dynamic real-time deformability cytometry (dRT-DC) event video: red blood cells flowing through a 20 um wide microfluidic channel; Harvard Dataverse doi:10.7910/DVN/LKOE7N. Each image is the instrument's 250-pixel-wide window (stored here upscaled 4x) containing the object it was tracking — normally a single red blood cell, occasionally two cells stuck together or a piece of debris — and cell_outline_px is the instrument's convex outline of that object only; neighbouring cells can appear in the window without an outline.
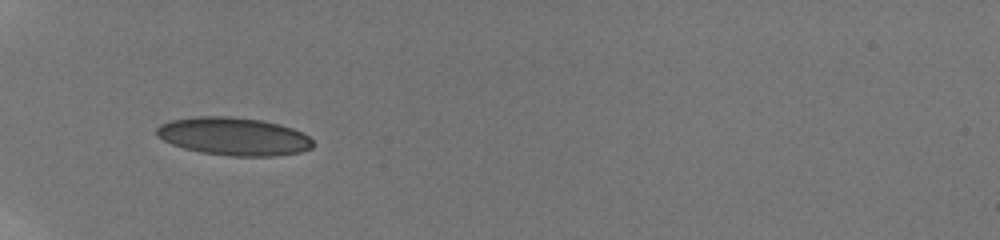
{"species": "human", "species_latin": "Homo sapiens", "temperature_condition": "room temperature", "stored_images_in_passage": 35, "camera_frame_rate_fps": 3000, "um_per_image_px": 0.085, "donor": {"sex": "male"}, "frame": {"image": 1, "passage_image": 1, "time_ms": 0.0, "image_size_px": [1000, 240], "cell_outline_px": [[312, 148], [300, 152], [276, 156], [232, 156], [200, 152], [184, 148], [172, 144], [156, 136], [156, 128], [160, 124], [172, 120], [196, 116], [228, 116], [260, 120], [280, 124], [304, 132], [312, 140]], "centroid_in_image_um": [19.87, 11.59], "position_along_channel_um": 65.1, "area_um2": 34.62}}
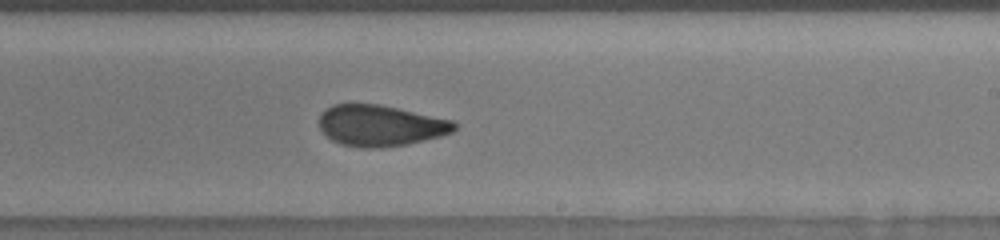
{"frame": {"image": 2, "passage_image": 17, "time_ms": 5.333, "image_size_px": [1000, 240], "cell_outline_px": [[460, 124], [452, 132], [440, 136], [408, 144], [380, 148], [360, 148], [340, 144], [332, 140], [320, 128], [320, 116], [332, 104], [380, 104], [452, 120]], "centroid_in_image_um": [32.36, 10.68], "position_along_channel_um": 256.6, "area_um2": 32.31}}
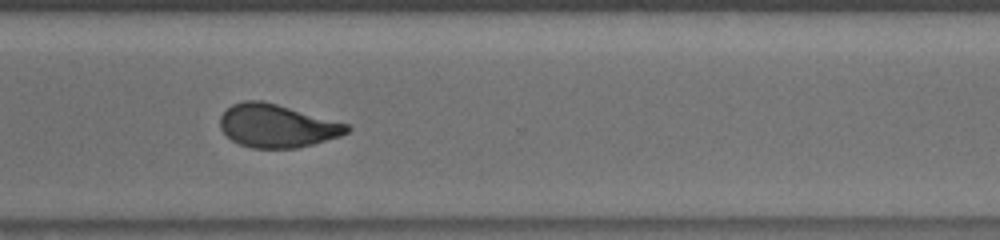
{"frame": {"image": 3, "passage_image": 24, "time_ms": 7.667, "image_size_px": [1000, 240], "cell_outline_px": [[352, 128], [348, 132], [340, 136], [312, 144], [296, 148], [252, 148], [240, 144], [232, 140], [220, 128], [220, 116], [232, 104], [244, 100], [260, 100], [276, 104], [348, 124]], "centroid_in_image_um": [23.53, 10.7], "position_along_channel_um": 347.1, "area_um2": 31.56}, "authors_computed_cell_mechanics": {"area_um2": 32.946, "velocity_mm_per_s": 3.8753, "shape_relaxation_time_tau1_ms": 10.4575, "shape_relaxation_time_tau2_ms": 1.1399, "deformation_change_tau1": 0.2259, "deformation_change_tau2": 0.0769}}